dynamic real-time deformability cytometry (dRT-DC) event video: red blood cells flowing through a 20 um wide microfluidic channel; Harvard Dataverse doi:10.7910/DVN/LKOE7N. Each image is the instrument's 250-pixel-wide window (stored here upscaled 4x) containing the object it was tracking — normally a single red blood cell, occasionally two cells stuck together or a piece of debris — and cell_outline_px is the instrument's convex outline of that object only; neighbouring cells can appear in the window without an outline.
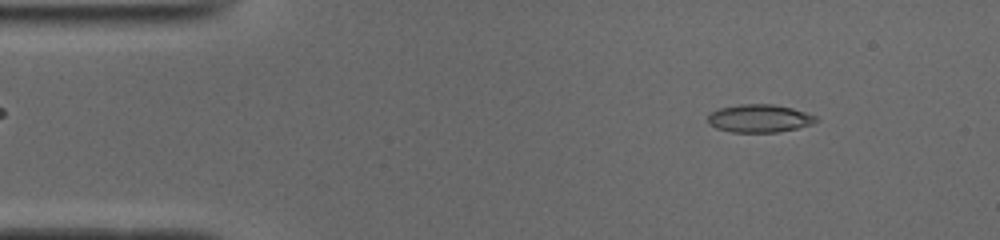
{"species": "common noctule bat (a hibernating species)", "species_latin": "Nyctalus noctula", "temperature_condition": "cold", "stored_images_in_passage": 49, "camera_frame_rate_fps": 3000, "um_per_image_px": 0.085, "animal": {"sex": "male", "body_mass_g": 19.0, "forearm_length_mm": 50.8}, "frame": {"image": 1, "passage_image": 5, "time_ms": 1.333, "image_size_px": [1000, 240], "cell_outline_px": [[820, 120], [812, 124], [780, 132], [732, 132], [716, 128], [708, 124], [708, 116], [712, 112], [720, 108], [740, 104], [772, 104], [792, 108], [816, 116]], "centroid_in_image_um": [64.55, 10.07], "position_along_channel_um": 20.4, "area_um2": 17.57}}
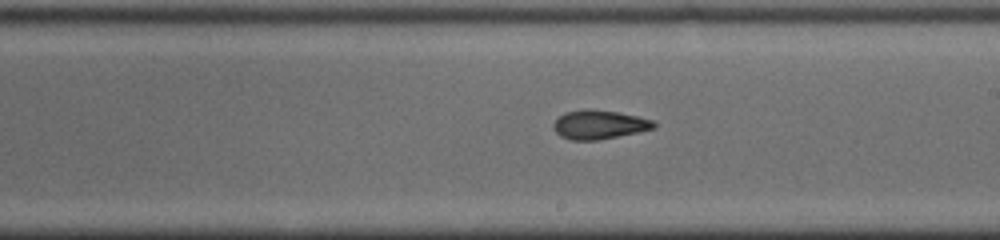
{"frame": {"image": 2, "passage_image": 27, "time_ms": 8.667, "image_size_px": [1000, 240], "cell_outline_px": [[656, 128], [596, 140], [568, 140], [560, 136], [552, 128], [552, 124], [564, 112], [588, 108], [616, 112], [636, 116], [652, 120], [656, 124]], "centroid_in_image_um": [50.87, 10.59], "position_along_channel_um": 238.1, "area_um2": 16.82}}
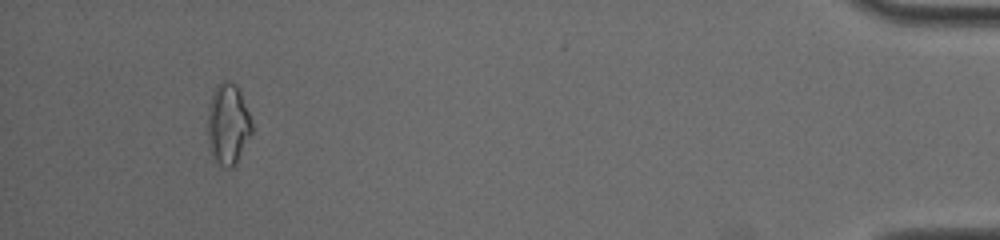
{"frame": {"image": 3, "passage_image": 46, "time_ms": 15.0, "image_size_px": [1000, 240], "cell_outline_px": [[252, 132], [232, 168], [224, 168], [216, 160], [212, 152], [208, 140], [208, 108], [212, 92], [216, 84], [224, 80], [232, 80], [236, 84], [240, 92], [252, 120]], "centroid_in_image_um": [19.37, 10.48], "position_along_channel_um": 415.8, "area_um2": 20.69}, "authors_computed_cell_mechanics": {"area_um2": 17.1666, "velocity_mm_per_s": 3.957, "shape_relaxation_time_tau1_ms": null, "shape_relaxation_time_tau2_ms": 3.1281, "deformation_change_tau1": null, "deformation_change_tau2": 0.108}}